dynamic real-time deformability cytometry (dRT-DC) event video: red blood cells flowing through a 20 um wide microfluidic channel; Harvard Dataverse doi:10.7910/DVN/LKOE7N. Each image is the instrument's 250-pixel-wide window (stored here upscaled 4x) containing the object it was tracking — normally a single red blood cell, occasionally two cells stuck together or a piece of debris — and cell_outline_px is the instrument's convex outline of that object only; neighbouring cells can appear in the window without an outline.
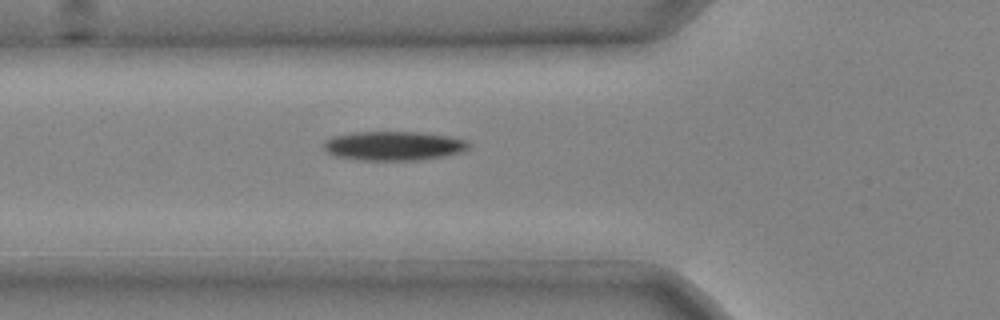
{"species": "common noctule bat (a hibernating species)", "species_latin": "Nyctalus noctula", "temperature_condition": "cold", "stored_images_in_passage": 3, "camera_frame_rate_fps": 3000, "um_per_image_px": 0.085, "animal": {"sex": "male", "body_mass_g": 20.4}, "frame": {"image": 1, "passage_image": 3, "time_ms": 0.667, "image_size_px": [1000, 320], "cell_outline_px": [[472, 144], [464, 152], [444, 156], [420, 160], [360, 160], [336, 156], [328, 152], [324, 148], [324, 140], [332, 136], [356, 132], [420, 132], [452, 136], [468, 140]], "centroid_in_image_um": [33.53, 12.39], "position_along_channel_um": 92.3, "area_um2": 24.91}}